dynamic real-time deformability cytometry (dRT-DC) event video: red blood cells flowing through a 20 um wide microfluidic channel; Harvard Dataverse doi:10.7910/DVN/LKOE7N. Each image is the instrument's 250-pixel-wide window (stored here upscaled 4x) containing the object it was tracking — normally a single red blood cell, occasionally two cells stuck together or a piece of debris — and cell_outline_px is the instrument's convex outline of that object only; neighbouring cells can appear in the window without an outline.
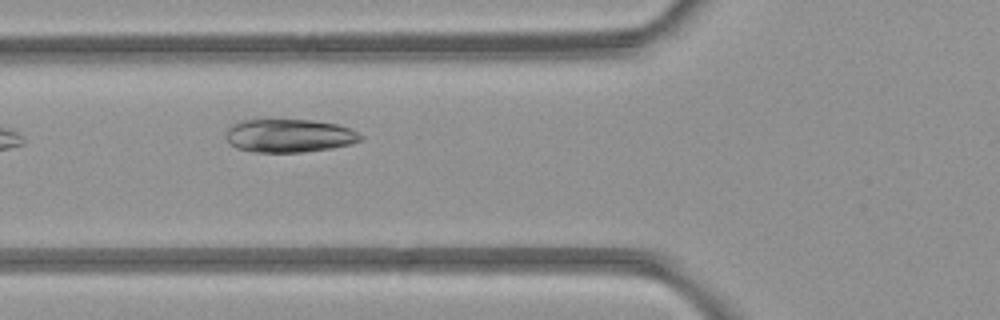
{"species": "common noctule bat (a hibernating species)", "species_latin": "Nyctalus noctula", "temperature_condition": "room temperature", "stored_images_in_passage": 4, "camera_frame_rate_fps": 3000, "um_per_image_px": 0.085, "animal": {"sex": "female", "body_mass_g": 21.9}, "frame": {"image": 1, "passage_image": 2, "time_ms": 1.0, "image_size_px": [1000, 320], "cell_outline_px": [[364, 140], [352, 144], [332, 148], [300, 152], [256, 152], [236, 148], [228, 140], [228, 128], [232, 124], [240, 120], [312, 120], [336, 124], [348, 128], [364, 136]], "centroid_in_image_um": [24.63, 11.53], "position_along_channel_um": 101.2, "area_um2": 25.95}}
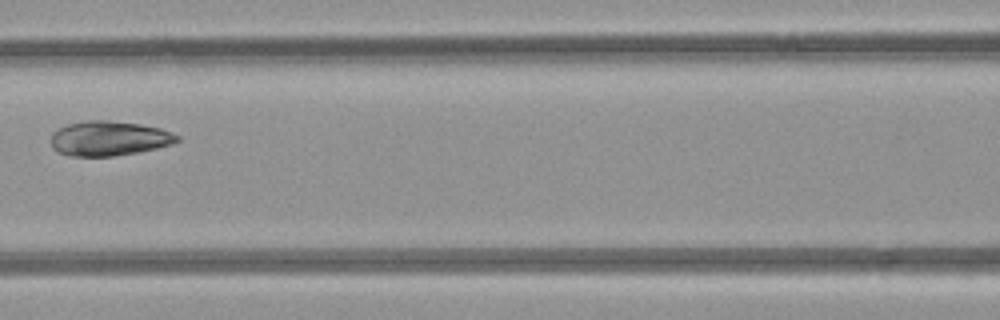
{"frame": {"image": 2, "passage_image": 3, "time_ms": 2.333, "image_size_px": [1000, 320], "cell_outline_px": [[180, 140], [172, 144], [156, 148], [116, 156], [72, 156], [56, 152], [52, 148], [52, 132], [68, 124], [84, 120], [108, 120], [140, 124], [160, 128], [172, 132], [180, 136]], "centroid_in_image_um": [9.27, 11.76], "position_along_channel_um": 157.3, "area_um2": 25.61}}
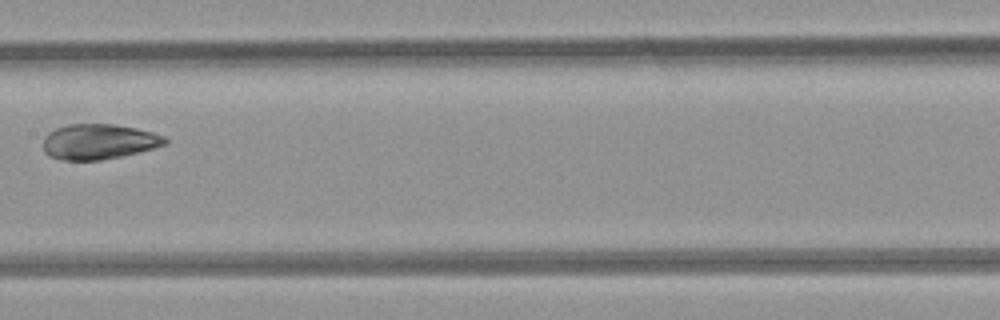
{"frame": {"image": 3, "passage_image": 4, "time_ms": 3.333, "image_size_px": [1000, 320], "cell_outline_px": [[168, 144], [140, 152], [124, 156], [100, 160], [64, 160], [48, 156], [44, 152], [44, 136], [48, 132], [56, 128], [68, 124], [116, 124], [136, 128], [152, 132], [164, 136], [168, 140]], "centroid_in_image_um": [8.41, 12.04], "position_along_channel_um": 199.0, "area_um2": 25.32}}